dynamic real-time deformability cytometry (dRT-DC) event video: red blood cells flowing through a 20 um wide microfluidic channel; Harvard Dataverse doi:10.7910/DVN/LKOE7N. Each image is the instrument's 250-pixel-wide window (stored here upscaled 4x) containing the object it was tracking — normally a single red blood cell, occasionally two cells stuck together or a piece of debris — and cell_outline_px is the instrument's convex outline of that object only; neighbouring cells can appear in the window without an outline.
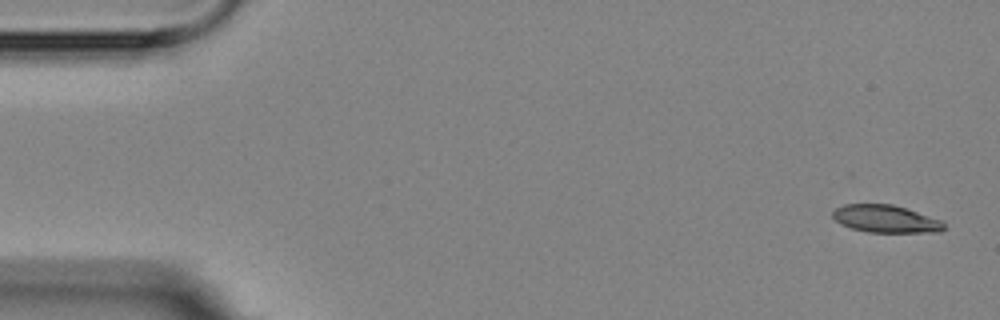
{"species": "Egyptian fruit bat (a non-hibernating species)", "species_latin": "Rousettus aegyptiacus", "temperature_condition": "room temperature", "stored_images_in_passage": 5, "camera_frame_rate_fps": 3000, "um_per_image_px": 0.085, "animal": {"sex": "female"}, "frame": {"image": 1, "passage_image": 1, "time_ms": 0.0, "image_size_px": [1000, 320], "cell_outline_px": [[944, 228], [940, 232], [868, 232], [852, 228], [840, 224], [832, 216], [832, 212], [836, 208], [844, 204], [892, 204], [940, 220], [944, 224]], "centroid_in_image_um": [75.24, 18.6], "position_along_channel_um": 9.8, "area_um2": 17.57}}
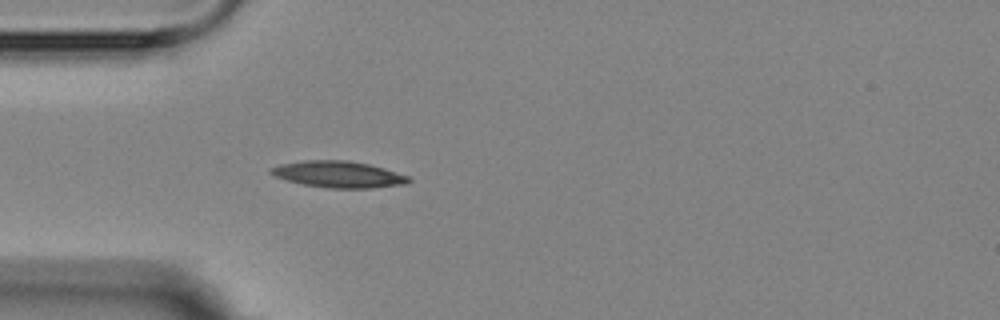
{"frame": {"image": 2, "passage_image": 5, "time_ms": 4.667, "image_size_px": [1000, 320], "cell_outline_px": [[412, 180], [408, 184], [372, 188], [328, 188], [304, 184], [288, 180], [276, 176], [268, 172], [272, 168], [280, 164], [304, 160], [348, 160], [368, 164], [384, 168], [408, 176]], "centroid_in_image_um": [28.81, 14.82], "position_along_channel_um": 56.2, "area_um2": 21.15}}